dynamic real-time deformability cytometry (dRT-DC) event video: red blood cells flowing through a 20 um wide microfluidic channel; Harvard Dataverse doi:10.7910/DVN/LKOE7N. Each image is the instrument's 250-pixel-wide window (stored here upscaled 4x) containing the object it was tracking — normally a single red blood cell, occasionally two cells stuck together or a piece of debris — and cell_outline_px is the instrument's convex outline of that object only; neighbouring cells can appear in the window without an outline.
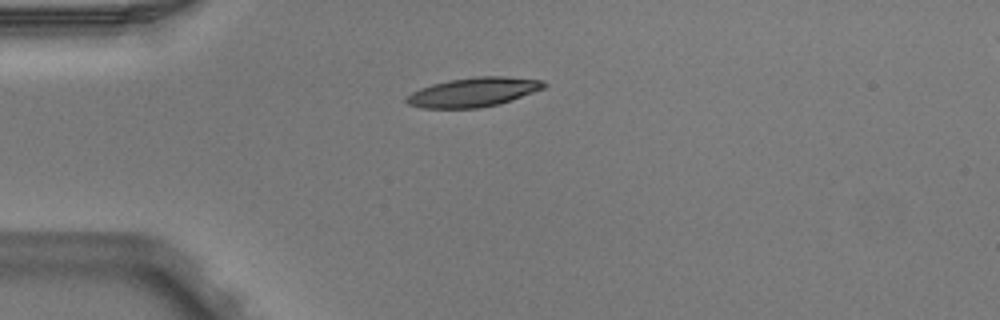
{"species": "Egyptian fruit bat (a non-hibernating species)", "species_latin": "Rousettus aegyptiacus", "temperature_condition": "warm", "stored_images_in_passage": 3, "camera_frame_rate_fps": 3000, "um_per_image_px": 0.085, "animal": {"sex": "male"}, "frame": {"image": 1, "passage_image": 1, "time_ms": 0.0, "image_size_px": [1000, 320], "cell_outline_px": [[548, 84], [544, 88], [500, 104], [480, 108], [424, 108], [408, 104], [404, 100], [412, 92], [420, 88], [432, 84], [448, 80], [476, 76], [504, 76], [544, 80]], "centroid_in_image_um": [40.26, 7.82], "position_along_channel_um": 44.7, "area_um2": 23.47}}
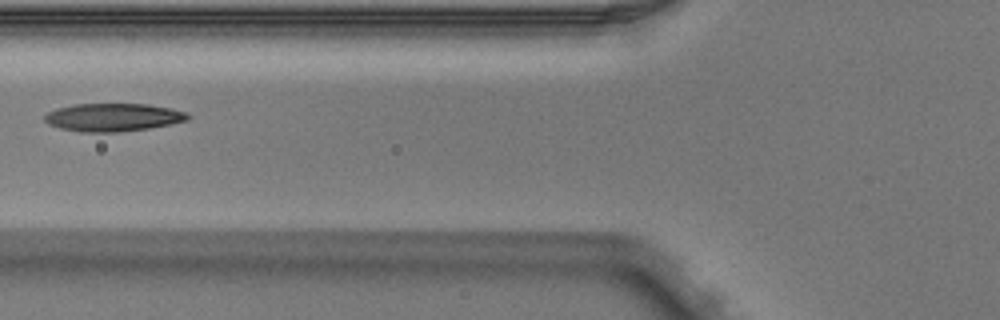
{"frame": {"image": 2, "passage_image": 3, "time_ms": 0.667, "image_size_px": [1000, 320], "cell_outline_px": [[188, 120], [148, 128], [116, 132], [80, 132], [60, 128], [48, 124], [44, 120], [44, 116], [48, 112], [56, 108], [72, 104], [148, 104], [172, 108], [188, 112]], "centroid_in_image_um": [9.58, 9.96], "position_along_channel_um": 116.2, "area_um2": 23.35}}